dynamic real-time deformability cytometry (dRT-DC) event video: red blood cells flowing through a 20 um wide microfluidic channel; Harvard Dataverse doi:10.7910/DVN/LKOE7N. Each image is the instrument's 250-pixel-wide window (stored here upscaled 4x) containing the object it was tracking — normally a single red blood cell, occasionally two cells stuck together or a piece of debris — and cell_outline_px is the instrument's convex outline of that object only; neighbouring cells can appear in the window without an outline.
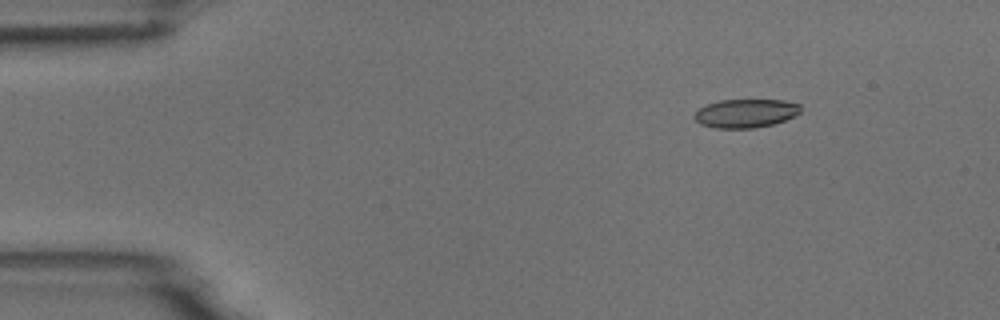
{"species": "common noctule bat (a hibernating species)", "species_latin": "Nyctalus noctula", "temperature_condition": "room temperature", "stored_images_in_passage": 5, "camera_frame_rate_fps": 3000, "um_per_image_px": 0.085, "animal": {"sex": "male", "body_mass_g": 18.8}, "frame": {"image": 1, "passage_image": 3, "time_ms": 2.0, "image_size_px": [1000, 320], "cell_outline_px": [[800, 112], [784, 120], [772, 124], [756, 128], [716, 128], [700, 124], [692, 116], [700, 108], [708, 104], [720, 100], [784, 100], [800, 104]], "centroid_in_image_um": [63.36, 9.63], "position_along_channel_um": 21.6, "area_um2": 17.57}}